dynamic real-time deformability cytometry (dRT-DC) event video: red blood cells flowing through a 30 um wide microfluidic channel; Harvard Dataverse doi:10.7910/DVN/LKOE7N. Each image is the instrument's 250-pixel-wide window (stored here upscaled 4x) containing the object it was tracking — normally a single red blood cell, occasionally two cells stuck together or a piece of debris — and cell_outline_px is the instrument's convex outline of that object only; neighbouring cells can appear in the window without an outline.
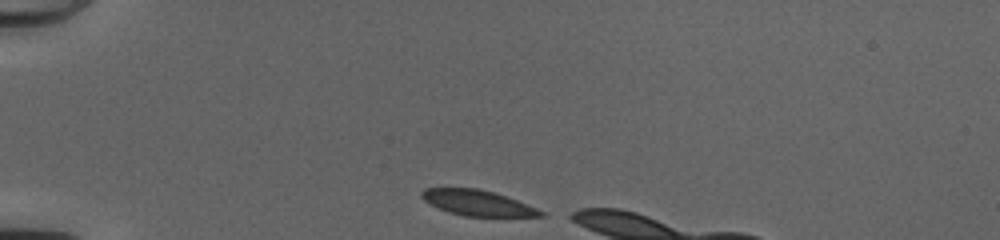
{"species": "common noctule bat (a hibernating species)", "species_latin": "Nyctalus noctula", "temperature_condition": "cold", "stored_images_in_passage": 7, "camera_frame_rate_fps": 3000, "um_per_image_px": 0.085, "animal": {"sex": "female", "body_mass_g": 20.0, "forearm_length_mm": 54.0}, "frame": {"image": 1, "passage_image": 1, "time_ms": 0.0, "image_size_px": [1000, 240], "cell_outline_px": [[548, 216], [464, 216], [448, 212], [424, 200], [420, 196], [420, 192], [424, 188], [476, 188], [492, 192], [516, 200], [548, 212]], "centroid_in_image_um": [40.62, 17.25], "position_along_channel_um": 44.4, "area_um2": 17.57}}